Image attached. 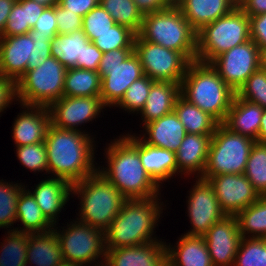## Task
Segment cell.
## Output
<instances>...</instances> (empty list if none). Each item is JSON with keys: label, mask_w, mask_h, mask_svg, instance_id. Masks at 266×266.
I'll use <instances>...</instances> for the list:
<instances>
[{"label": "cell", "mask_w": 266, "mask_h": 266, "mask_svg": "<svg viewBox=\"0 0 266 266\" xmlns=\"http://www.w3.org/2000/svg\"><path fill=\"white\" fill-rule=\"evenodd\" d=\"M23 109L14 119L12 138L15 147L44 142L51 116L45 106L20 104Z\"/></svg>", "instance_id": "obj_18"}, {"label": "cell", "mask_w": 266, "mask_h": 266, "mask_svg": "<svg viewBox=\"0 0 266 266\" xmlns=\"http://www.w3.org/2000/svg\"><path fill=\"white\" fill-rule=\"evenodd\" d=\"M244 175L249 179L259 196H266V143H254Z\"/></svg>", "instance_id": "obj_37"}, {"label": "cell", "mask_w": 266, "mask_h": 266, "mask_svg": "<svg viewBox=\"0 0 266 266\" xmlns=\"http://www.w3.org/2000/svg\"><path fill=\"white\" fill-rule=\"evenodd\" d=\"M166 241L162 239L142 245L106 249L108 266H167Z\"/></svg>", "instance_id": "obj_19"}, {"label": "cell", "mask_w": 266, "mask_h": 266, "mask_svg": "<svg viewBox=\"0 0 266 266\" xmlns=\"http://www.w3.org/2000/svg\"><path fill=\"white\" fill-rule=\"evenodd\" d=\"M102 55L103 53L93 42L89 41L87 44H84L83 69L98 72Z\"/></svg>", "instance_id": "obj_51"}, {"label": "cell", "mask_w": 266, "mask_h": 266, "mask_svg": "<svg viewBox=\"0 0 266 266\" xmlns=\"http://www.w3.org/2000/svg\"><path fill=\"white\" fill-rule=\"evenodd\" d=\"M89 41L82 29L69 34H58L51 40V56L59 60L66 69H83L84 44Z\"/></svg>", "instance_id": "obj_30"}, {"label": "cell", "mask_w": 266, "mask_h": 266, "mask_svg": "<svg viewBox=\"0 0 266 266\" xmlns=\"http://www.w3.org/2000/svg\"><path fill=\"white\" fill-rule=\"evenodd\" d=\"M236 219L242 238H266V196L241 210Z\"/></svg>", "instance_id": "obj_34"}, {"label": "cell", "mask_w": 266, "mask_h": 266, "mask_svg": "<svg viewBox=\"0 0 266 266\" xmlns=\"http://www.w3.org/2000/svg\"><path fill=\"white\" fill-rule=\"evenodd\" d=\"M187 216L191 228L186 235L203 236L208 229L220 221L225 214L222 212L213 187L201 177H196L193 187L188 191Z\"/></svg>", "instance_id": "obj_13"}, {"label": "cell", "mask_w": 266, "mask_h": 266, "mask_svg": "<svg viewBox=\"0 0 266 266\" xmlns=\"http://www.w3.org/2000/svg\"><path fill=\"white\" fill-rule=\"evenodd\" d=\"M32 43L29 34L0 36V74L18 81L27 72Z\"/></svg>", "instance_id": "obj_22"}, {"label": "cell", "mask_w": 266, "mask_h": 266, "mask_svg": "<svg viewBox=\"0 0 266 266\" xmlns=\"http://www.w3.org/2000/svg\"><path fill=\"white\" fill-rule=\"evenodd\" d=\"M238 6L234 0H184L178 7L198 32L204 26L232 12Z\"/></svg>", "instance_id": "obj_27"}, {"label": "cell", "mask_w": 266, "mask_h": 266, "mask_svg": "<svg viewBox=\"0 0 266 266\" xmlns=\"http://www.w3.org/2000/svg\"><path fill=\"white\" fill-rule=\"evenodd\" d=\"M136 33L129 27L120 24H114L109 31L97 35L93 44L97 46L102 53L122 49L134 48Z\"/></svg>", "instance_id": "obj_39"}, {"label": "cell", "mask_w": 266, "mask_h": 266, "mask_svg": "<svg viewBox=\"0 0 266 266\" xmlns=\"http://www.w3.org/2000/svg\"><path fill=\"white\" fill-rule=\"evenodd\" d=\"M34 1L46 7L55 6L59 2V0H34Z\"/></svg>", "instance_id": "obj_60"}, {"label": "cell", "mask_w": 266, "mask_h": 266, "mask_svg": "<svg viewBox=\"0 0 266 266\" xmlns=\"http://www.w3.org/2000/svg\"><path fill=\"white\" fill-rule=\"evenodd\" d=\"M17 101V81L0 74V113H3L10 104L12 105V102L17 104Z\"/></svg>", "instance_id": "obj_49"}, {"label": "cell", "mask_w": 266, "mask_h": 266, "mask_svg": "<svg viewBox=\"0 0 266 266\" xmlns=\"http://www.w3.org/2000/svg\"><path fill=\"white\" fill-rule=\"evenodd\" d=\"M95 137L89 133L49 126L44 140L48 174L71 185L98 170L95 162ZM95 163V164H94Z\"/></svg>", "instance_id": "obj_1"}, {"label": "cell", "mask_w": 266, "mask_h": 266, "mask_svg": "<svg viewBox=\"0 0 266 266\" xmlns=\"http://www.w3.org/2000/svg\"><path fill=\"white\" fill-rule=\"evenodd\" d=\"M160 197L127 199L104 231L106 249L142 245L158 240L154 230L158 222L160 223L163 209L165 210Z\"/></svg>", "instance_id": "obj_3"}, {"label": "cell", "mask_w": 266, "mask_h": 266, "mask_svg": "<svg viewBox=\"0 0 266 266\" xmlns=\"http://www.w3.org/2000/svg\"><path fill=\"white\" fill-rule=\"evenodd\" d=\"M98 266H108L105 262L101 263L100 265Z\"/></svg>", "instance_id": "obj_63"}, {"label": "cell", "mask_w": 266, "mask_h": 266, "mask_svg": "<svg viewBox=\"0 0 266 266\" xmlns=\"http://www.w3.org/2000/svg\"><path fill=\"white\" fill-rule=\"evenodd\" d=\"M99 3L116 24L129 27L136 34L140 32L144 16L134 0H99Z\"/></svg>", "instance_id": "obj_35"}, {"label": "cell", "mask_w": 266, "mask_h": 266, "mask_svg": "<svg viewBox=\"0 0 266 266\" xmlns=\"http://www.w3.org/2000/svg\"><path fill=\"white\" fill-rule=\"evenodd\" d=\"M16 154L21 165L27 170L48 173L45 142L16 147Z\"/></svg>", "instance_id": "obj_42"}, {"label": "cell", "mask_w": 266, "mask_h": 266, "mask_svg": "<svg viewBox=\"0 0 266 266\" xmlns=\"http://www.w3.org/2000/svg\"><path fill=\"white\" fill-rule=\"evenodd\" d=\"M44 178L35 189L25 188L33 195L43 215L54 226L58 222V216L72 195V185L61 178Z\"/></svg>", "instance_id": "obj_20"}, {"label": "cell", "mask_w": 266, "mask_h": 266, "mask_svg": "<svg viewBox=\"0 0 266 266\" xmlns=\"http://www.w3.org/2000/svg\"><path fill=\"white\" fill-rule=\"evenodd\" d=\"M26 8L27 22L32 28L38 20L41 13L44 11L46 6L37 3L34 0H19Z\"/></svg>", "instance_id": "obj_54"}, {"label": "cell", "mask_w": 266, "mask_h": 266, "mask_svg": "<svg viewBox=\"0 0 266 266\" xmlns=\"http://www.w3.org/2000/svg\"><path fill=\"white\" fill-rule=\"evenodd\" d=\"M207 180L214 189L222 212L227 216H236L260 197L244 174H221Z\"/></svg>", "instance_id": "obj_15"}, {"label": "cell", "mask_w": 266, "mask_h": 266, "mask_svg": "<svg viewBox=\"0 0 266 266\" xmlns=\"http://www.w3.org/2000/svg\"><path fill=\"white\" fill-rule=\"evenodd\" d=\"M31 30H36V35H50L52 38L57 36L55 6L46 7Z\"/></svg>", "instance_id": "obj_48"}, {"label": "cell", "mask_w": 266, "mask_h": 266, "mask_svg": "<svg viewBox=\"0 0 266 266\" xmlns=\"http://www.w3.org/2000/svg\"><path fill=\"white\" fill-rule=\"evenodd\" d=\"M256 142L266 143V109H264L262 118L260 120V130Z\"/></svg>", "instance_id": "obj_58"}, {"label": "cell", "mask_w": 266, "mask_h": 266, "mask_svg": "<svg viewBox=\"0 0 266 266\" xmlns=\"http://www.w3.org/2000/svg\"><path fill=\"white\" fill-rule=\"evenodd\" d=\"M55 15L58 34H69L82 29L83 17L63 8L59 3L55 5Z\"/></svg>", "instance_id": "obj_47"}, {"label": "cell", "mask_w": 266, "mask_h": 266, "mask_svg": "<svg viewBox=\"0 0 266 266\" xmlns=\"http://www.w3.org/2000/svg\"><path fill=\"white\" fill-rule=\"evenodd\" d=\"M259 48L250 39L214 58L209 64L234 91L260 68Z\"/></svg>", "instance_id": "obj_12"}, {"label": "cell", "mask_w": 266, "mask_h": 266, "mask_svg": "<svg viewBox=\"0 0 266 266\" xmlns=\"http://www.w3.org/2000/svg\"><path fill=\"white\" fill-rule=\"evenodd\" d=\"M249 40L250 17L237 6L197 32L196 61L209 64L217 56Z\"/></svg>", "instance_id": "obj_7"}, {"label": "cell", "mask_w": 266, "mask_h": 266, "mask_svg": "<svg viewBox=\"0 0 266 266\" xmlns=\"http://www.w3.org/2000/svg\"><path fill=\"white\" fill-rule=\"evenodd\" d=\"M101 77L98 72L81 68L67 69L63 96L93 97L100 96Z\"/></svg>", "instance_id": "obj_33"}, {"label": "cell", "mask_w": 266, "mask_h": 266, "mask_svg": "<svg viewBox=\"0 0 266 266\" xmlns=\"http://www.w3.org/2000/svg\"><path fill=\"white\" fill-rule=\"evenodd\" d=\"M263 112L264 109L258 104L241 99L235 94L226 119L222 124L230 131L256 141Z\"/></svg>", "instance_id": "obj_25"}, {"label": "cell", "mask_w": 266, "mask_h": 266, "mask_svg": "<svg viewBox=\"0 0 266 266\" xmlns=\"http://www.w3.org/2000/svg\"><path fill=\"white\" fill-rule=\"evenodd\" d=\"M180 95V84L169 81H155L152 84L144 107L139 113L140 125H145L151 121L174 111L176 99Z\"/></svg>", "instance_id": "obj_28"}, {"label": "cell", "mask_w": 266, "mask_h": 266, "mask_svg": "<svg viewBox=\"0 0 266 266\" xmlns=\"http://www.w3.org/2000/svg\"><path fill=\"white\" fill-rule=\"evenodd\" d=\"M142 127L144 134H139V137L145 143L173 152L178 150L187 134L185 127L180 122L175 111L151 121Z\"/></svg>", "instance_id": "obj_23"}, {"label": "cell", "mask_w": 266, "mask_h": 266, "mask_svg": "<svg viewBox=\"0 0 266 266\" xmlns=\"http://www.w3.org/2000/svg\"><path fill=\"white\" fill-rule=\"evenodd\" d=\"M138 35L144 41L182 53L190 62L196 61L197 32L178 7L144 15Z\"/></svg>", "instance_id": "obj_6"}, {"label": "cell", "mask_w": 266, "mask_h": 266, "mask_svg": "<svg viewBox=\"0 0 266 266\" xmlns=\"http://www.w3.org/2000/svg\"><path fill=\"white\" fill-rule=\"evenodd\" d=\"M134 2L143 16L169 7L165 0H134Z\"/></svg>", "instance_id": "obj_55"}, {"label": "cell", "mask_w": 266, "mask_h": 266, "mask_svg": "<svg viewBox=\"0 0 266 266\" xmlns=\"http://www.w3.org/2000/svg\"><path fill=\"white\" fill-rule=\"evenodd\" d=\"M256 141L234 133L222 123L212 135L204 173L201 178L221 174H244L252 146Z\"/></svg>", "instance_id": "obj_8"}, {"label": "cell", "mask_w": 266, "mask_h": 266, "mask_svg": "<svg viewBox=\"0 0 266 266\" xmlns=\"http://www.w3.org/2000/svg\"><path fill=\"white\" fill-rule=\"evenodd\" d=\"M61 266H80V265H75V264H67V263H64V264H62Z\"/></svg>", "instance_id": "obj_62"}, {"label": "cell", "mask_w": 266, "mask_h": 266, "mask_svg": "<svg viewBox=\"0 0 266 266\" xmlns=\"http://www.w3.org/2000/svg\"><path fill=\"white\" fill-rule=\"evenodd\" d=\"M114 24L116 23L110 14L99 3L83 17L82 30L89 40L93 42L97 35L109 31Z\"/></svg>", "instance_id": "obj_44"}, {"label": "cell", "mask_w": 266, "mask_h": 266, "mask_svg": "<svg viewBox=\"0 0 266 266\" xmlns=\"http://www.w3.org/2000/svg\"><path fill=\"white\" fill-rule=\"evenodd\" d=\"M134 52L139 57L144 75L154 81L181 84L191 63L182 53L144 41L138 34L134 40Z\"/></svg>", "instance_id": "obj_11"}, {"label": "cell", "mask_w": 266, "mask_h": 266, "mask_svg": "<svg viewBox=\"0 0 266 266\" xmlns=\"http://www.w3.org/2000/svg\"><path fill=\"white\" fill-rule=\"evenodd\" d=\"M260 69L266 70V46L259 48Z\"/></svg>", "instance_id": "obj_59"}, {"label": "cell", "mask_w": 266, "mask_h": 266, "mask_svg": "<svg viewBox=\"0 0 266 266\" xmlns=\"http://www.w3.org/2000/svg\"><path fill=\"white\" fill-rule=\"evenodd\" d=\"M154 82V80L146 75L134 81L114 107H119L131 114L140 113Z\"/></svg>", "instance_id": "obj_40"}, {"label": "cell", "mask_w": 266, "mask_h": 266, "mask_svg": "<svg viewBox=\"0 0 266 266\" xmlns=\"http://www.w3.org/2000/svg\"><path fill=\"white\" fill-rule=\"evenodd\" d=\"M34 43H32L31 58L28 60L27 71L41 65L46 59L51 57L50 35H36V30L28 32Z\"/></svg>", "instance_id": "obj_46"}, {"label": "cell", "mask_w": 266, "mask_h": 266, "mask_svg": "<svg viewBox=\"0 0 266 266\" xmlns=\"http://www.w3.org/2000/svg\"><path fill=\"white\" fill-rule=\"evenodd\" d=\"M174 111L188 134H214L219 124L208 113L202 111L181 95L176 99Z\"/></svg>", "instance_id": "obj_32"}, {"label": "cell", "mask_w": 266, "mask_h": 266, "mask_svg": "<svg viewBox=\"0 0 266 266\" xmlns=\"http://www.w3.org/2000/svg\"><path fill=\"white\" fill-rule=\"evenodd\" d=\"M24 183L7 182L0 180V228H10L7 231H13L11 227L16 223V206L21 191L25 188ZM13 228V229H12Z\"/></svg>", "instance_id": "obj_38"}, {"label": "cell", "mask_w": 266, "mask_h": 266, "mask_svg": "<svg viewBox=\"0 0 266 266\" xmlns=\"http://www.w3.org/2000/svg\"><path fill=\"white\" fill-rule=\"evenodd\" d=\"M235 94L210 64L198 61L188 65L180 84V95L219 124L225 121Z\"/></svg>", "instance_id": "obj_4"}, {"label": "cell", "mask_w": 266, "mask_h": 266, "mask_svg": "<svg viewBox=\"0 0 266 266\" xmlns=\"http://www.w3.org/2000/svg\"><path fill=\"white\" fill-rule=\"evenodd\" d=\"M134 52V48H122L103 53L99 66L119 65Z\"/></svg>", "instance_id": "obj_53"}, {"label": "cell", "mask_w": 266, "mask_h": 266, "mask_svg": "<svg viewBox=\"0 0 266 266\" xmlns=\"http://www.w3.org/2000/svg\"><path fill=\"white\" fill-rule=\"evenodd\" d=\"M107 108L100 96L69 97L62 96L48 108L51 124L61 129L75 130L83 133L79 125L89 123L100 117L102 109Z\"/></svg>", "instance_id": "obj_14"}, {"label": "cell", "mask_w": 266, "mask_h": 266, "mask_svg": "<svg viewBox=\"0 0 266 266\" xmlns=\"http://www.w3.org/2000/svg\"><path fill=\"white\" fill-rule=\"evenodd\" d=\"M63 8L84 17L89 11L99 4V0H59Z\"/></svg>", "instance_id": "obj_52"}, {"label": "cell", "mask_w": 266, "mask_h": 266, "mask_svg": "<svg viewBox=\"0 0 266 266\" xmlns=\"http://www.w3.org/2000/svg\"><path fill=\"white\" fill-rule=\"evenodd\" d=\"M203 237L214 266H233L242 239L236 216L225 215Z\"/></svg>", "instance_id": "obj_17"}, {"label": "cell", "mask_w": 266, "mask_h": 266, "mask_svg": "<svg viewBox=\"0 0 266 266\" xmlns=\"http://www.w3.org/2000/svg\"><path fill=\"white\" fill-rule=\"evenodd\" d=\"M32 28L27 22L26 8L17 0L7 18L3 33L0 36H18L28 34Z\"/></svg>", "instance_id": "obj_45"}, {"label": "cell", "mask_w": 266, "mask_h": 266, "mask_svg": "<svg viewBox=\"0 0 266 266\" xmlns=\"http://www.w3.org/2000/svg\"><path fill=\"white\" fill-rule=\"evenodd\" d=\"M67 69L54 57L25 72L17 81L18 104L49 107L63 96Z\"/></svg>", "instance_id": "obj_9"}, {"label": "cell", "mask_w": 266, "mask_h": 266, "mask_svg": "<svg viewBox=\"0 0 266 266\" xmlns=\"http://www.w3.org/2000/svg\"><path fill=\"white\" fill-rule=\"evenodd\" d=\"M17 0H0V35L3 33L7 18Z\"/></svg>", "instance_id": "obj_57"}, {"label": "cell", "mask_w": 266, "mask_h": 266, "mask_svg": "<svg viewBox=\"0 0 266 266\" xmlns=\"http://www.w3.org/2000/svg\"><path fill=\"white\" fill-rule=\"evenodd\" d=\"M213 134H186L175 152L177 175L202 177ZM197 175V176H196Z\"/></svg>", "instance_id": "obj_21"}, {"label": "cell", "mask_w": 266, "mask_h": 266, "mask_svg": "<svg viewBox=\"0 0 266 266\" xmlns=\"http://www.w3.org/2000/svg\"><path fill=\"white\" fill-rule=\"evenodd\" d=\"M104 150L103 174L127 199H148L161 195V187L145 171L138 154V136L126 133L113 139ZM101 167V169H100Z\"/></svg>", "instance_id": "obj_2"}, {"label": "cell", "mask_w": 266, "mask_h": 266, "mask_svg": "<svg viewBox=\"0 0 266 266\" xmlns=\"http://www.w3.org/2000/svg\"><path fill=\"white\" fill-rule=\"evenodd\" d=\"M238 6L249 17L266 13V0H241Z\"/></svg>", "instance_id": "obj_56"}, {"label": "cell", "mask_w": 266, "mask_h": 266, "mask_svg": "<svg viewBox=\"0 0 266 266\" xmlns=\"http://www.w3.org/2000/svg\"><path fill=\"white\" fill-rule=\"evenodd\" d=\"M79 198L76 220L103 232L118 215L127 198L98 170L72 185V196Z\"/></svg>", "instance_id": "obj_5"}, {"label": "cell", "mask_w": 266, "mask_h": 266, "mask_svg": "<svg viewBox=\"0 0 266 266\" xmlns=\"http://www.w3.org/2000/svg\"><path fill=\"white\" fill-rule=\"evenodd\" d=\"M16 222H21L23 227L14 230L23 233H43L53 229V225L43 215L33 195L24 188L17 200Z\"/></svg>", "instance_id": "obj_31"}, {"label": "cell", "mask_w": 266, "mask_h": 266, "mask_svg": "<svg viewBox=\"0 0 266 266\" xmlns=\"http://www.w3.org/2000/svg\"><path fill=\"white\" fill-rule=\"evenodd\" d=\"M178 240L174 247L165 243L167 266H214L203 236L182 234Z\"/></svg>", "instance_id": "obj_24"}, {"label": "cell", "mask_w": 266, "mask_h": 266, "mask_svg": "<svg viewBox=\"0 0 266 266\" xmlns=\"http://www.w3.org/2000/svg\"><path fill=\"white\" fill-rule=\"evenodd\" d=\"M236 95L266 109V70H256L239 88Z\"/></svg>", "instance_id": "obj_43"}, {"label": "cell", "mask_w": 266, "mask_h": 266, "mask_svg": "<svg viewBox=\"0 0 266 266\" xmlns=\"http://www.w3.org/2000/svg\"><path fill=\"white\" fill-rule=\"evenodd\" d=\"M250 39L258 48L266 46V13L250 16Z\"/></svg>", "instance_id": "obj_50"}, {"label": "cell", "mask_w": 266, "mask_h": 266, "mask_svg": "<svg viewBox=\"0 0 266 266\" xmlns=\"http://www.w3.org/2000/svg\"><path fill=\"white\" fill-rule=\"evenodd\" d=\"M27 264L61 266L64 264L61 246L55 231L28 233Z\"/></svg>", "instance_id": "obj_29"}, {"label": "cell", "mask_w": 266, "mask_h": 266, "mask_svg": "<svg viewBox=\"0 0 266 266\" xmlns=\"http://www.w3.org/2000/svg\"><path fill=\"white\" fill-rule=\"evenodd\" d=\"M4 237L0 245V266H24L28 248V233L13 230L7 231Z\"/></svg>", "instance_id": "obj_36"}, {"label": "cell", "mask_w": 266, "mask_h": 266, "mask_svg": "<svg viewBox=\"0 0 266 266\" xmlns=\"http://www.w3.org/2000/svg\"><path fill=\"white\" fill-rule=\"evenodd\" d=\"M101 77L100 98L107 107H114L124 96L128 87L144 76L139 57L133 52L119 65L99 66Z\"/></svg>", "instance_id": "obj_16"}, {"label": "cell", "mask_w": 266, "mask_h": 266, "mask_svg": "<svg viewBox=\"0 0 266 266\" xmlns=\"http://www.w3.org/2000/svg\"><path fill=\"white\" fill-rule=\"evenodd\" d=\"M183 2L184 0H165L169 7H179Z\"/></svg>", "instance_id": "obj_61"}, {"label": "cell", "mask_w": 266, "mask_h": 266, "mask_svg": "<svg viewBox=\"0 0 266 266\" xmlns=\"http://www.w3.org/2000/svg\"><path fill=\"white\" fill-rule=\"evenodd\" d=\"M138 154L145 171L159 186L177 175L175 152L151 146L138 136Z\"/></svg>", "instance_id": "obj_26"}, {"label": "cell", "mask_w": 266, "mask_h": 266, "mask_svg": "<svg viewBox=\"0 0 266 266\" xmlns=\"http://www.w3.org/2000/svg\"><path fill=\"white\" fill-rule=\"evenodd\" d=\"M233 266H266V238H242Z\"/></svg>", "instance_id": "obj_41"}, {"label": "cell", "mask_w": 266, "mask_h": 266, "mask_svg": "<svg viewBox=\"0 0 266 266\" xmlns=\"http://www.w3.org/2000/svg\"><path fill=\"white\" fill-rule=\"evenodd\" d=\"M234 1L237 2V4H239L241 0H234Z\"/></svg>", "instance_id": "obj_64"}, {"label": "cell", "mask_w": 266, "mask_h": 266, "mask_svg": "<svg viewBox=\"0 0 266 266\" xmlns=\"http://www.w3.org/2000/svg\"><path fill=\"white\" fill-rule=\"evenodd\" d=\"M72 221L70 224L67 223V227H63V230L58 229L57 224L53 227L61 246L64 263L98 266L105 262L104 232L76 219Z\"/></svg>", "instance_id": "obj_10"}]
</instances>
